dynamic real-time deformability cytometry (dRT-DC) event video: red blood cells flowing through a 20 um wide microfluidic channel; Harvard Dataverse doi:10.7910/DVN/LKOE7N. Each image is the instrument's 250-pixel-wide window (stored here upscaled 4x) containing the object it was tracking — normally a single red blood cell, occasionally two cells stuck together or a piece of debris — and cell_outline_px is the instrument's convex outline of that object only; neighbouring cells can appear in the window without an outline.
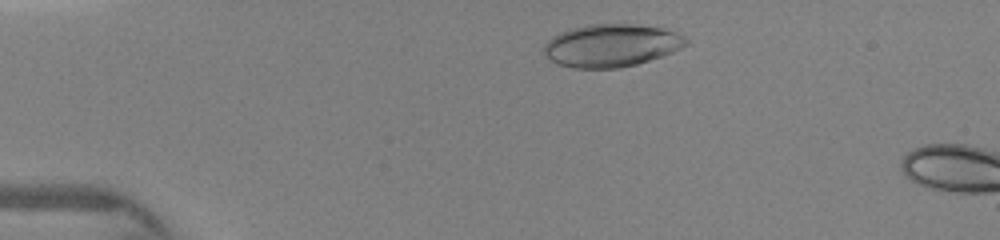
{"species": "human", "species_latin": "Homo sapiens", "temperature_condition": "warm", "stored_images_in_passage": 7, "camera_frame_rate_fps": 3000, "um_per_image_px": 0.085, "donor": {"sex": "female"}, "frame": {"image": 1, "passage_image": 4, "time_ms": 1.333, "image_size_px": [1000, 240], "cell_outline_px": [[688, 44], [672, 52], [636, 64], [620, 68], [576, 68], [556, 64], [544, 56], [544, 44], [552, 36], [560, 32], [572, 28], [588, 24], [636, 24], [660, 28], [684, 36], [688, 40]], "centroid_in_image_um": [51.91, 3.87], "position_along_channel_um": 33.1, "area_um2": 35.26}}